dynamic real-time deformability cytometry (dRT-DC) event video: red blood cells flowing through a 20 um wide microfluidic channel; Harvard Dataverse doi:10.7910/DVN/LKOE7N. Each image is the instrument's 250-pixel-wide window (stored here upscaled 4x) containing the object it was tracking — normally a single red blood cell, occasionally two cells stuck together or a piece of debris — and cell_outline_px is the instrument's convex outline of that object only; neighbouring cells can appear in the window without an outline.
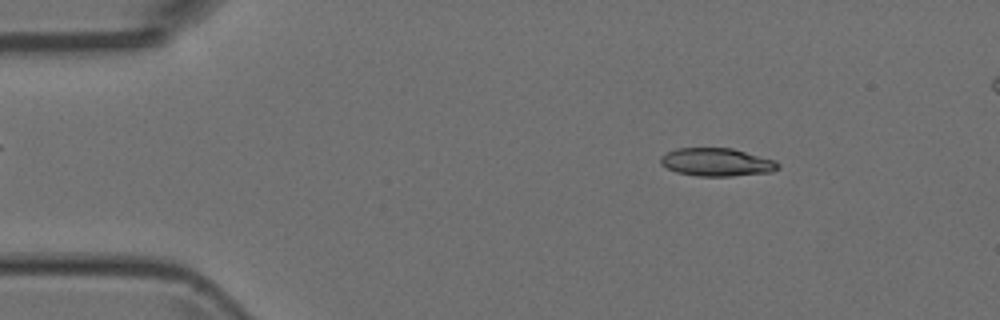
{"species": "Egyptian fruit bat (a non-hibernating species)", "species_latin": "Rousettus aegyptiacus", "temperature_condition": "room temperature", "stored_images_in_passage": 51, "camera_frame_rate_fps": 3000, "um_per_image_px": 0.085, "animal": {"sex": "female"}, "frame": {"image": 1, "passage_image": 7, "time_ms": 2.0, "image_size_px": [1000, 320], "cell_outline_px": [[780, 168], [772, 172], [732, 176], [696, 176], [676, 172], [660, 164], [660, 156], [676, 148], [732, 148], [776, 160], [780, 164]], "centroid_in_image_um": [60.94, 13.79], "position_along_channel_um": 24.1, "area_um2": 19.36}}
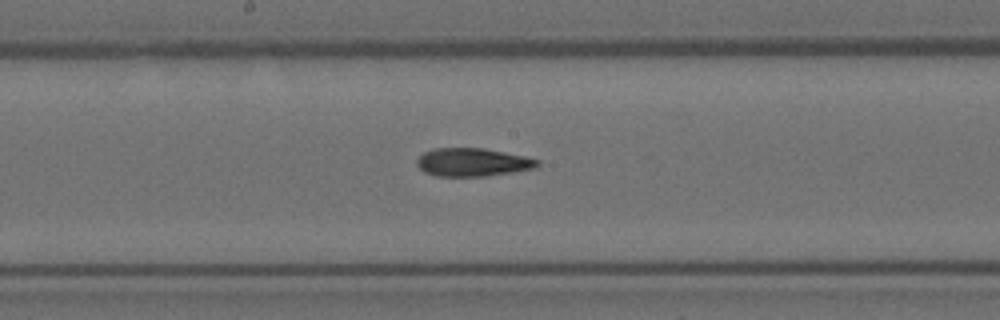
{"frame": {"image": 2, "passage_image": 26, "time_ms": 8.333, "image_size_px": [1000, 320], "cell_outline_px": [[540, 164], [536, 168], [512, 172], [484, 176], [436, 176], [424, 172], [416, 164], [416, 160], [424, 152], [432, 148], [484, 148], [524, 156], [540, 160]], "centroid_in_image_um": [40.16, 13.79], "position_along_channel_um": 208.0, "area_um2": 19.83}}
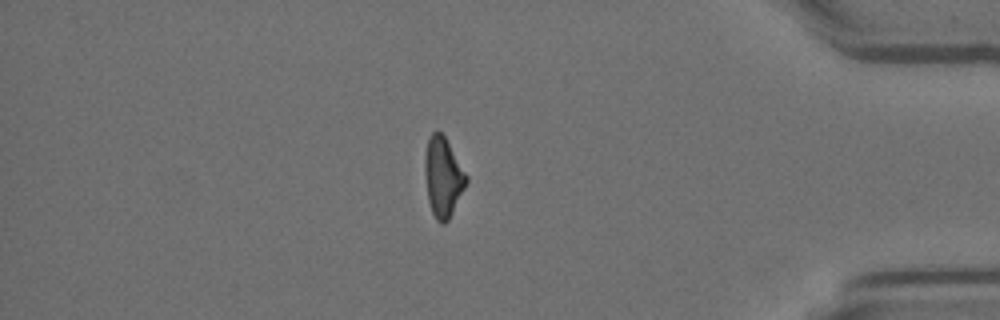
{"frame": {"image": 3, "passage_image": 43, "time_ms": 14.0, "image_size_px": [1000, 320], "cell_outline_px": [[468, 180], [448, 220], [444, 224], [440, 224], [436, 220], [432, 212], [428, 200], [424, 172], [424, 156], [428, 136], [432, 132], [440, 132], [444, 136], [468, 176]], "centroid_in_image_um": [37.63, 15.04], "position_along_channel_um": 397.6, "area_um2": 19.13}}